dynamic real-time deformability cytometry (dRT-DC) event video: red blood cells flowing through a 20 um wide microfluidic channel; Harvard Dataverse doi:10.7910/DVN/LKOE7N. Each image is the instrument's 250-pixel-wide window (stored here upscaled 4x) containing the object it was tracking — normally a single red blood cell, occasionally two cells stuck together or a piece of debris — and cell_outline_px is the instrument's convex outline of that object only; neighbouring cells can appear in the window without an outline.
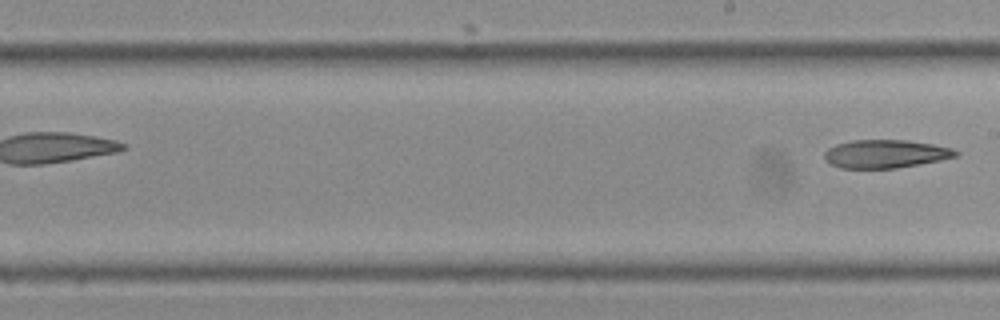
{"species": "Egyptian fruit bat (a non-hibernating species)", "species_latin": "Rousettus aegyptiacus", "temperature_condition": "cold", "stored_images_in_passage": 15, "segment_of_instrument_passage": [2, 2], "camera_frame_rate_fps": 3000, "um_per_image_px": 0.085, "frame": {"image": 1, "passage_image": 15, "time_ms": 4.667, "image_size_px": [1000, 320], "cell_outline_px": [[960, 152], [956, 156], [940, 160], [896, 168], [840, 168], [824, 160], [824, 152], [828, 148], [836, 144], [852, 140], [904, 140], [932, 144], [952, 148]], "centroid_in_image_um": [75.24, 13.08], "position_along_channel_um": 213.8, "area_um2": 21.5}}